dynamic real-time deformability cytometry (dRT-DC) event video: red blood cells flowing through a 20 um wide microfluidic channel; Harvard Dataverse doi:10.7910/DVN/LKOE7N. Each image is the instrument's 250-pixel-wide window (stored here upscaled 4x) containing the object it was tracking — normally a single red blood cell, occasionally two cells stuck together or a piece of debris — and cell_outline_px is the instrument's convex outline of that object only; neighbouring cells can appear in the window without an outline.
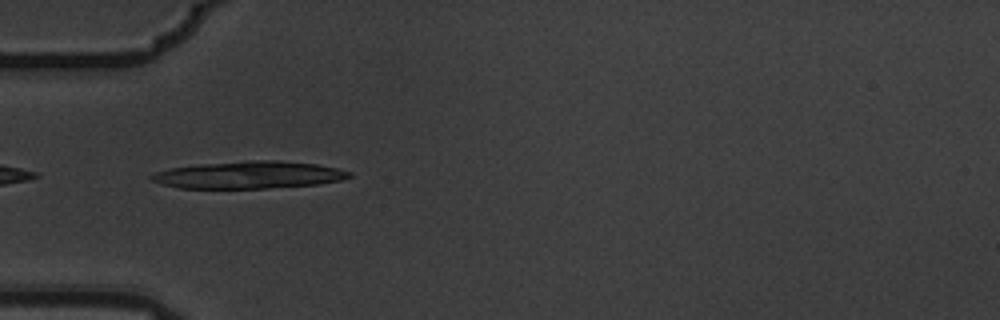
{"species": "common noctule bat (a hibernating species)", "species_latin": "Nyctalus noctula", "temperature_condition": "warm", "stored_images_in_passage": 11, "camera_frame_rate_fps": 3000, "um_per_image_px": 0.085, "animal": {"sex": "male", "body_mass_g": 19.5, "forearm_length_mm": 54.6}, "frame": {"image": 1, "passage_image": 7, "time_ms": 2.0, "image_size_px": [1000, 320], "cell_outline_px": [[352, 176], [340, 180], [316, 184], [268, 188], [180, 188], [164, 184], [152, 180], [148, 176], [156, 172], [172, 168], [196, 164], [248, 160], [280, 160], [316, 164], [336, 168], [352, 172]], "centroid_in_image_um": [21.16, 14.86], "position_along_channel_um": 63.8, "area_um2": 31.33}}
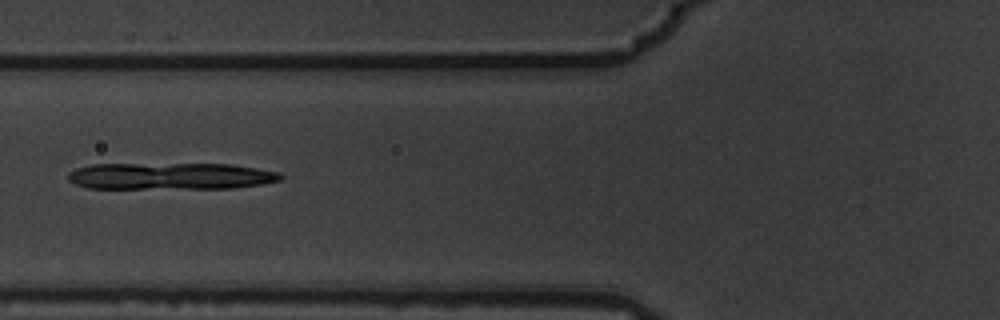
{"frame": {"image": 2, "passage_image": 8, "time_ms": 2.333, "image_size_px": [1000, 320], "cell_outline_px": [[284, 176], [280, 180], [260, 184], [236, 188], [88, 188], [76, 184], [68, 180], [68, 172], [76, 168], [92, 164], [232, 164], [280, 172]], "centroid_in_image_um": [14.5, 14.97], "position_along_channel_um": 111.3, "area_um2": 33.18}}